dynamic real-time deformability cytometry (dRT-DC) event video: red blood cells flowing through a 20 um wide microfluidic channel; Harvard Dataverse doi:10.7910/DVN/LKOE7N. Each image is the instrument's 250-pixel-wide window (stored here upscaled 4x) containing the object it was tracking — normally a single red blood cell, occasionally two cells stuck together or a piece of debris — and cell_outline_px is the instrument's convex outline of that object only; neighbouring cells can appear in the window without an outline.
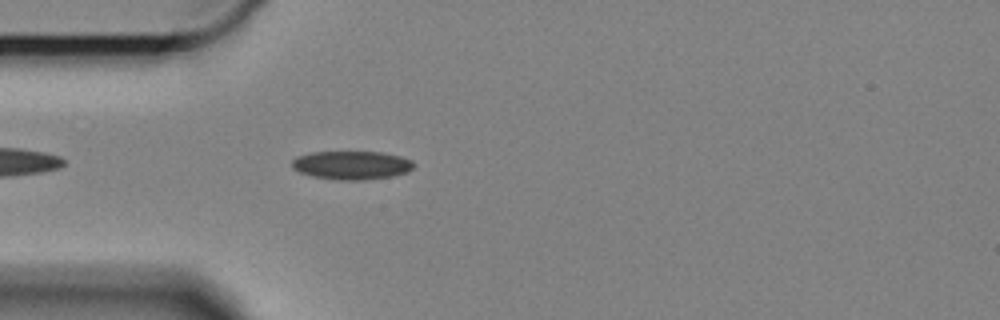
{"species": "Egyptian fruit bat (a non-hibernating species)", "species_latin": "Rousettus aegyptiacus", "temperature_condition": "cold", "stored_images_in_passage": 48, "camera_frame_rate_fps": 3000, "um_per_image_px": 0.085, "animal": {"sex": "female"}, "frame": {"image": 1, "passage_image": 5, "time_ms": 1.333, "image_size_px": [1000, 320], "cell_outline_px": [[416, 164], [408, 172], [392, 176], [364, 180], [336, 180], [312, 176], [300, 172], [292, 168], [292, 160], [296, 156], [312, 152], [380, 152], [400, 156], [412, 160]], "centroid_in_image_um": [29.89, 14.04], "position_along_channel_um": 55.1, "area_um2": 20.35}}
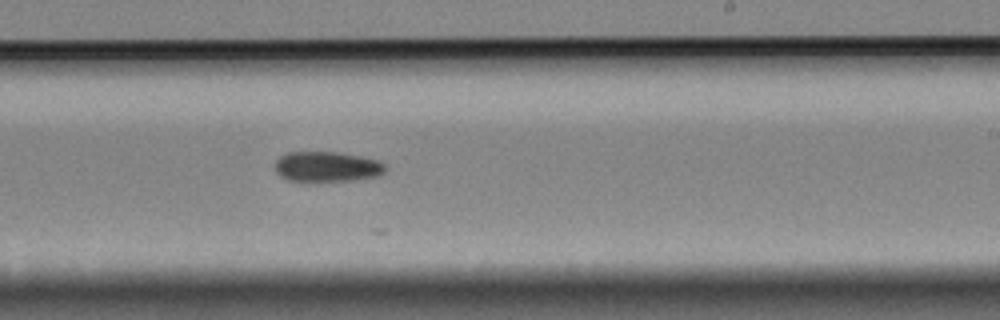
{"frame": {"image": 2, "passage_image": 24, "time_ms": 7.667, "image_size_px": [1000, 320], "cell_outline_px": [[384, 172], [380, 176], [352, 180], [308, 184], [288, 180], [280, 176], [276, 172], [276, 160], [280, 156], [288, 152], [336, 152], [360, 156], [376, 160], [384, 164]], "centroid_in_image_um": [27.74, 14.21], "position_along_channel_um": 261.3, "area_um2": 20.0}}
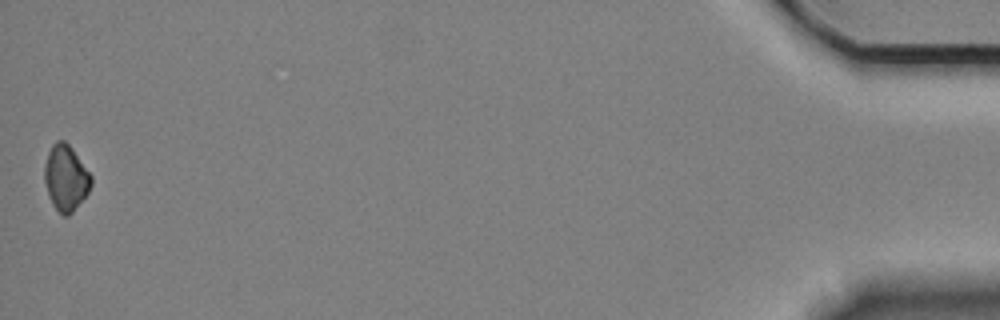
{"frame": {"image": 3, "passage_image": 48, "time_ms": 15.667, "image_size_px": [1000, 320], "cell_outline_px": [[92, 184], [88, 192], [72, 212], [68, 216], [64, 216], [52, 204], [48, 196], [44, 180], [44, 164], [48, 152], [52, 144], [56, 140], [64, 140], [72, 148], [92, 176]], "centroid_in_image_um": [5.58, 15.1], "position_along_channel_um": 429.6, "area_um2": 17.86}}